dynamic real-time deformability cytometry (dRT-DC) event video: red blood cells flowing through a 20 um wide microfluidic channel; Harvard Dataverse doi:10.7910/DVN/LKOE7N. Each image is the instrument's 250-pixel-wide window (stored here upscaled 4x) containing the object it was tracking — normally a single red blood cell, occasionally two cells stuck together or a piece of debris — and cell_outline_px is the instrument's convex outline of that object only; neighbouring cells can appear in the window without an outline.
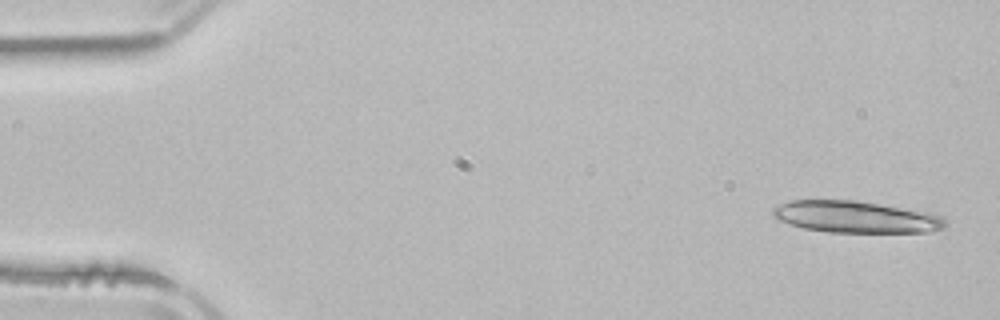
{"species": "common noctule bat (a hibernating species)", "species_latin": "Nyctalus noctula", "temperature_condition": "room temperature", "stored_images_in_passage": 5, "camera_frame_rate_fps": 3000, "um_per_image_px": 0.085, "animal": {"sex": "male", "body_mass_g": 21.5, "forearm_length_mm": 52.0}, "frame": {"image": 1, "passage_image": 1, "time_ms": 0.0, "image_size_px": [1000, 320], "cell_outline_px": [[948, 224], [944, 228], [928, 232], [828, 232], [804, 228], [776, 220], [772, 216], [772, 208], [788, 200], [856, 200], [932, 212], [944, 216]], "centroid_in_image_um": [72.77, 18.43], "position_along_channel_um": 12.2, "area_um2": 32.37}}
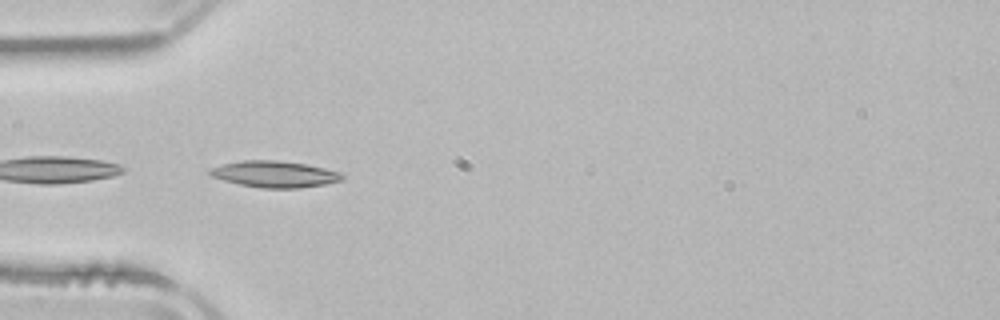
{"frame": {"image": 2, "passage_image": 4, "time_ms": 4.667, "image_size_px": [1000, 320], "cell_outline_px": [[344, 180], [324, 184], [300, 188], [260, 188], [240, 184], [224, 180], [212, 176], [208, 172], [212, 168], [224, 164], [244, 160], [276, 160], [308, 164], [340, 172], [344, 176]], "centroid_in_image_um": [23.39, 14.8], "position_along_channel_um": 61.6, "area_um2": 20.23}}
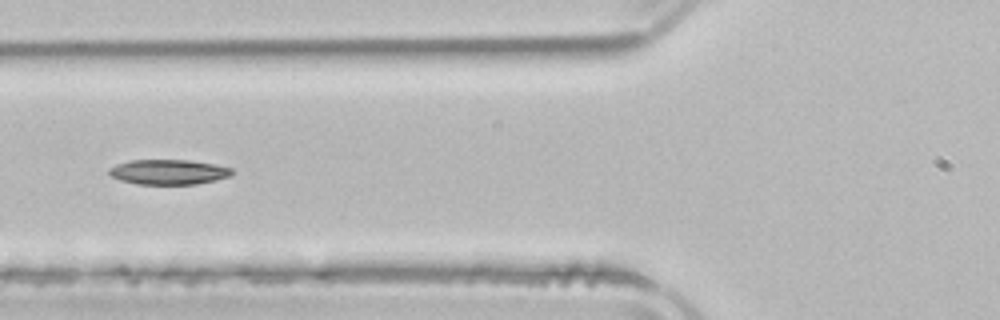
{"frame": {"image": 3, "passage_image": 5, "time_ms": 6.0, "image_size_px": [1000, 320], "cell_outline_px": [[232, 172], [228, 176], [216, 180], [196, 184], [136, 184], [120, 180], [112, 176], [108, 172], [108, 168], [116, 164], [132, 160], [192, 160], [216, 164], [232, 168]], "centroid_in_image_um": [14.31, 14.61], "position_along_channel_um": 111.5, "area_um2": 17.92}}